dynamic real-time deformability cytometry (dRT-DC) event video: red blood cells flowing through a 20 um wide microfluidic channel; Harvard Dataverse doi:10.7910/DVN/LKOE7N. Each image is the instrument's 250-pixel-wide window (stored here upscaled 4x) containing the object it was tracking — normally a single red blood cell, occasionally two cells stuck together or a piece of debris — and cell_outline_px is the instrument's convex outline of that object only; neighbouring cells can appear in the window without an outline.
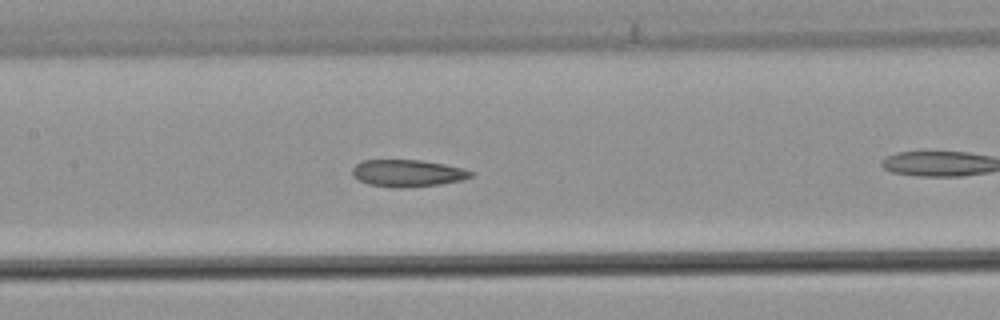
{"species": "common noctule bat (a hibernating species)", "species_latin": "Nyctalus noctula", "temperature_condition": "warm", "stored_images_in_passage": 30, "camera_frame_rate_fps": 3000, "um_per_image_px": 0.085, "animal": {"sex": "male", "body_mass_g": 21.5, "forearm_length_mm": 52.0}, "frame": {"image": 1, "passage_image": 13, "time_ms": 4.0, "image_size_px": [1000, 320], "cell_outline_px": [[472, 176], [464, 180], [440, 184], [396, 188], [392, 188], [368, 184], [352, 176], [352, 168], [356, 164], [364, 160], [420, 160], [444, 164], [460, 168], [472, 172]], "centroid_in_image_um": [34.61, 14.72], "position_along_channel_um": 172.8, "area_um2": 18.55}}